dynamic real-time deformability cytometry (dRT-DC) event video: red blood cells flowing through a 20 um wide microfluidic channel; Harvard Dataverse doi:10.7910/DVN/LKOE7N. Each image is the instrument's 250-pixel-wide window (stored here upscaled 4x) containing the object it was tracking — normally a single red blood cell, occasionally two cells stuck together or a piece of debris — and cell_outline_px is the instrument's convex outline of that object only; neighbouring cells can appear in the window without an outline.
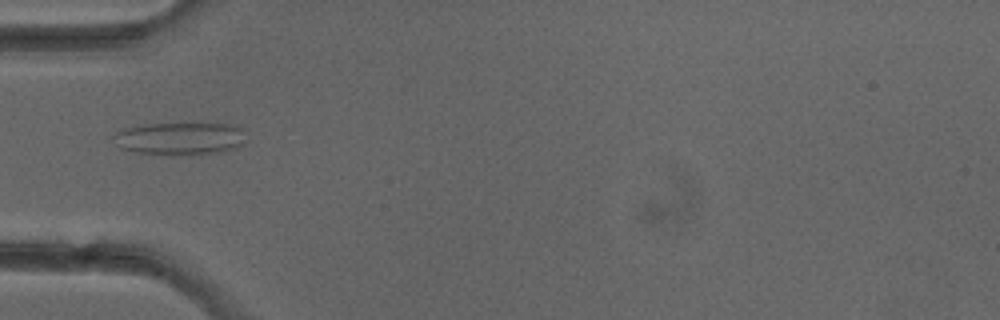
{"species": "common noctule bat (a hibernating species)", "species_latin": "Nyctalus noctula", "temperature_condition": "cold", "stored_images_in_passage": 5, "camera_frame_rate_fps": 3000, "um_per_image_px": 0.085, "animal": {"sex": "female"}, "frame": {"image": 1, "passage_image": 5, "time_ms": 4.667, "image_size_px": [1000, 320], "cell_outline_px": [[244, 128], [240, 148], [224, 152], [200, 156], [192, 156], [136, 152], [120, 148], [116, 144], [112, 136], [120, 128], [144, 124], [232, 124]], "centroid_in_image_um": [15.3, 11.8], "position_along_channel_um": 69.7, "area_um2": 25.72}}